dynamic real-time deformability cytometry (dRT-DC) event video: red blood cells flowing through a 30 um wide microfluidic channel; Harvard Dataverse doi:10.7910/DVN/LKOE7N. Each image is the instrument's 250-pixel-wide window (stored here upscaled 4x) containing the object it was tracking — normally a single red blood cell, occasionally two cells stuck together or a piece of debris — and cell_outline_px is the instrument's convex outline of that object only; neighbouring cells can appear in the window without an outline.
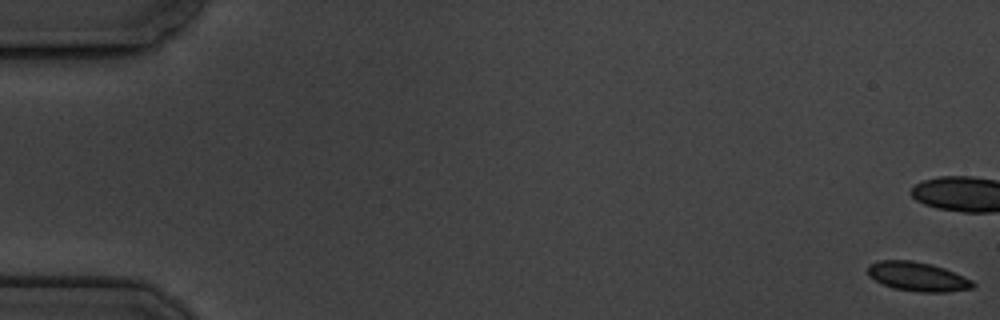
{"species": "common noctule bat (a hibernating species)", "species_latin": "Nyctalus noctula", "temperature_condition": "cold", "stored_images_in_passage": 17, "camera_frame_rate_fps": 3000, "um_per_image_px": 0.085, "animal": {"sex": "male", "body_mass_g": 19.5, "forearm_length_mm": 54.6}, "frame": {"image": 1, "passage_image": 1, "time_ms": 0.0, "image_size_px": [1000, 320], "cell_outline_px": [[976, 284], [972, 288], [948, 292], [920, 292], [892, 288], [868, 276], [868, 264], [880, 260], [912, 260], [932, 264], [944, 268], [972, 280]], "centroid_in_image_um": [77.99, 23.51], "position_along_channel_um": 7.0, "area_um2": 17.86}, "authors_computed_cell_mechanics": {"area_um2": 17.6868, "velocity_mm_per_s": 3.4726, "shape_relaxation_time_tau1_ms": 2.3875, "shape_relaxation_time_tau2_ms": 0.6397, "deformation_change_tau1": 0.1022, "deformation_change_tau2": 0.0626}}